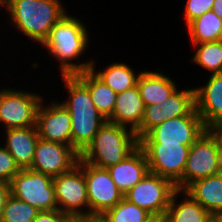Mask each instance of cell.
<instances>
[{
    "instance_id": "cell-1",
    "label": "cell",
    "mask_w": 222,
    "mask_h": 222,
    "mask_svg": "<svg viewBox=\"0 0 222 222\" xmlns=\"http://www.w3.org/2000/svg\"><path fill=\"white\" fill-rule=\"evenodd\" d=\"M69 91L63 106L71 115L72 147L80 154L107 121L97 110L88 88L75 75H62Z\"/></svg>"
},
{
    "instance_id": "cell-2",
    "label": "cell",
    "mask_w": 222,
    "mask_h": 222,
    "mask_svg": "<svg viewBox=\"0 0 222 222\" xmlns=\"http://www.w3.org/2000/svg\"><path fill=\"white\" fill-rule=\"evenodd\" d=\"M87 32L77 18L66 14L52 27L43 42L48 52L60 61L62 75H75L91 68L92 61L81 64L70 62L86 50L89 42Z\"/></svg>"
},
{
    "instance_id": "cell-3",
    "label": "cell",
    "mask_w": 222,
    "mask_h": 222,
    "mask_svg": "<svg viewBox=\"0 0 222 222\" xmlns=\"http://www.w3.org/2000/svg\"><path fill=\"white\" fill-rule=\"evenodd\" d=\"M139 147L132 129L106 121L80 153V160L107 169L126 159Z\"/></svg>"
},
{
    "instance_id": "cell-4",
    "label": "cell",
    "mask_w": 222,
    "mask_h": 222,
    "mask_svg": "<svg viewBox=\"0 0 222 222\" xmlns=\"http://www.w3.org/2000/svg\"><path fill=\"white\" fill-rule=\"evenodd\" d=\"M60 0H7V10L15 27L25 36L43 44L52 27L66 11Z\"/></svg>"
},
{
    "instance_id": "cell-5",
    "label": "cell",
    "mask_w": 222,
    "mask_h": 222,
    "mask_svg": "<svg viewBox=\"0 0 222 222\" xmlns=\"http://www.w3.org/2000/svg\"><path fill=\"white\" fill-rule=\"evenodd\" d=\"M208 128L194 107L186 116L171 118L149 130L139 144H183L191 146Z\"/></svg>"
},
{
    "instance_id": "cell-6",
    "label": "cell",
    "mask_w": 222,
    "mask_h": 222,
    "mask_svg": "<svg viewBox=\"0 0 222 222\" xmlns=\"http://www.w3.org/2000/svg\"><path fill=\"white\" fill-rule=\"evenodd\" d=\"M10 194L39 211L58 209L53 178L31 169H21L13 177Z\"/></svg>"
},
{
    "instance_id": "cell-7",
    "label": "cell",
    "mask_w": 222,
    "mask_h": 222,
    "mask_svg": "<svg viewBox=\"0 0 222 222\" xmlns=\"http://www.w3.org/2000/svg\"><path fill=\"white\" fill-rule=\"evenodd\" d=\"M77 165L85 176L89 202L87 217H101L124 198L107 169L98 168L80 159Z\"/></svg>"
},
{
    "instance_id": "cell-8",
    "label": "cell",
    "mask_w": 222,
    "mask_h": 222,
    "mask_svg": "<svg viewBox=\"0 0 222 222\" xmlns=\"http://www.w3.org/2000/svg\"><path fill=\"white\" fill-rule=\"evenodd\" d=\"M217 137L208 128L191 145L182 178L175 184L185 190L194 181L217 175Z\"/></svg>"
},
{
    "instance_id": "cell-9",
    "label": "cell",
    "mask_w": 222,
    "mask_h": 222,
    "mask_svg": "<svg viewBox=\"0 0 222 222\" xmlns=\"http://www.w3.org/2000/svg\"><path fill=\"white\" fill-rule=\"evenodd\" d=\"M176 190L172 181L149 171L124 194V199L149 213L167 212Z\"/></svg>"
},
{
    "instance_id": "cell-10",
    "label": "cell",
    "mask_w": 222,
    "mask_h": 222,
    "mask_svg": "<svg viewBox=\"0 0 222 222\" xmlns=\"http://www.w3.org/2000/svg\"><path fill=\"white\" fill-rule=\"evenodd\" d=\"M41 96L11 89L0 90V122L6 129L36 126Z\"/></svg>"
},
{
    "instance_id": "cell-11",
    "label": "cell",
    "mask_w": 222,
    "mask_h": 222,
    "mask_svg": "<svg viewBox=\"0 0 222 222\" xmlns=\"http://www.w3.org/2000/svg\"><path fill=\"white\" fill-rule=\"evenodd\" d=\"M145 152L149 171L176 184L183 176L191 146L183 144H139Z\"/></svg>"
},
{
    "instance_id": "cell-12",
    "label": "cell",
    "mask_w": 222,
    "mask_h": 222,
    "mask_svg": "<svg viewBox=\"0 0 222 222\" xmlns=\"http://www.w3.org/2000/svg\"><path fill=\"white\" fill-rule=\"evenodd\" d=\"M53 185L57 206L61 212L87 217V212L82 211L84 206L89 209L85 176L78 165L69 172L53 177Z\"/></svg>"
},
{
    "instance_id": "cell-13",
    "label": "cell",
    "mask_w": 222,
    "mask_h": 222,
    "mask_svg": "<svg viewBox=\"0 0 222 222\" xmlns=\"http://www.w3.org/2000/svg\"><path fill=\"white\" fill-rule=\"evenodd\" d=\"M79 159L80 154L73 147L39 138L29 169L53 178L71 171Z\"/></svg>"
},
{
    "instance_id": "cell-14",
    "label": "cell",
    "mask_w": 222,
    "mask_h": 222,
    "mask_svg": "<svg viewBox=\"0 0 222 222\" xmlns=\"http://www.w3.org/2000/svg\"><path fill=\"white\" fill-rule=\"evenodd\" d=\"M36 128L39 138L72 147L71 115L61 102L47 107L40 103Z\"/></svg>"
},
{
    "instance_id": "cell-15",
    "label": "cell",
    "mask_w": 222,
    "mask_h": 222,
    "mask_svg": "<svg viewBox=\"0 0 222 222\" xmlns=\"http://www.w3.org/2000/svg\"><path fill=\"white\" fill-rule=\"evenodd\" d=\"M207 84L195 89V107L203 124L210 128L222 120V73L212 74Z\"/></svg>"
},
{
    "instance_id": "cell-16",
    "label": "cell",
    "mask_w": 222,
    "mask_h": 222,
    "mask_svg": "<svg viewBox=\"0 0 222 222\" xmlns=\"http://www.w3.org/2000/svg\"><path fill=\"white\" fill-rule=\"evenodd\" d=\"M145 105L137 86L117 93L112 117L108 120L117 125L132 129L140 139V124L143 118Z\"/></svg>"
},
{
    "instance_id": "cell-17",
    "label": "cell",
    "mask_w": 222,
    "mask_h": 222,
    "mask_svg": "<svg viewBox=\"0 0 222 222\" xmlns=\"http://www.w3.org/2000/svg\"><path fill=\"white\" fill-rule=\"evenodd\" d=\"M112 180L124 195L149 172L145 152L138 147L126 159L107 168Z\"/></svg>"
},
{
    "instance_id": "cell-18",
    "label": "cell",
    "mask_w": 222,
    "mask_h": 222,
    "mask_svg": "<svg viewBox=\"0 0 222 222\" xmlns=\"http://www.w3.org/2000/svg\"><path fill=\"white\" fill-rule=\"evenodd\" d=\"M39 135L36 126L6 129L5 148L20 169H29L34 159Z\"/></svg>"
},
{
    "instance_id": "cell-19",
    "label": "cell",
    "mask_w": 222,
    "mask_h": 222,
    "mask_svg": "<svg viewBox=\"0 0 222 222\" xmlns=\"http://www.w3.org/2000/svg\"><path fill=\"white\" fill-rule=\"evenodd\" d=\"M137 88L145 106L164 102L177 89L171 78L152 71L140 72Z\"/></svg>"
},
{
    "instance_id": "cell-20",
    "label": "cell",
    "mask_w": 222,
    "mask_h": 222,
    "mask_svg": "<svg viewBox=\"0 0 222 222\" xmlns=\"http://www.w3.org/2000/svg\"><path fill=\"white\" fill-rule=\"evenodd\" d=\"M185 191L212 215L222 211V175L198 179Z\"/></svg>"
},
{
    "instance_id": "cell-21",
    "label": "cell",
    "mask_w": 222,
    "mask_h": 222,
    "mask_svg": "<svg viewBox=\"0 0 222 222\" xmlns=\"http://www.w3.org/2000/svg\"><path fill=\"white\" fill-rule=\"evenodd\" d=\"M75 76L88 88L98 112L109 120L114 111L117 93L100 80L91 69L77 73Z\"/></svg>"
},
{
    "instance_id": "cell-22",
    "label": "cell",
    "mask_w": 222,
    "mask_h": 222,
    "mask_svg": "<svg viewBox=\"0 0 222 222\" xmlns=\"http://www.w3.org/2000/svg\"><path fill=\"white\" fill-rule=\"evenodd\" d=\"M183 192L185 197L182 203L176 204L177 194ZM168 222H213V215L206 211L185 190L177 189L167 208Z\"/></svg>"
},
{
    "instance_id": "cell-23",
    "label": "cell",
    "mask_w": 222,
    "mask_h": 222,
    "mask_svg": "<svg viewBox=\"0 0 222 222\" xmlns=\"http://www.w3.org/2000/svg\"><path fill=\"white\" fill-rule=\"evenodd\" d=\"M186 26L192 44L222 40V19L213 10L207 11Z\"/></svg>"
},
{
    "instance_id": "cell-24",
    "label": "cell",
    "mask_w": 222,
    "mask_h": 222,
    "mask_svg": "<svg viewBox=\"0 0 222 222\" xmlns=\"http://www.w3.org/2000/svg\"><path fill=\"white\" fill-rule=\"evenodd\" d=\"M90 69L116 93H121L137 86L140 75L139 73L137 76L132 68L124 63H114L108 66L105 71H99L96 73L94 62H92Z\"/></svg>"
},
{
    "instance_id": "cell-25",
    "label": "cell",
    "mask_w": 222,
    "mask_h": 222,
    "mask_svg": "<svg viewBox=\"0 0 222 222\" xmlns=\"http://www.w3.org/2000/svg\"><path fill=\"white\" fill-rule=\"evenodd\" d=\"M162 123L165 120L186 116L195 107V89H176L164 102L159 103Z\"/></svg>"
},
{
    "instance_id": "cell-26",
    "label": "cell",
    "mask_w": 222,
    "mask_h": 222,
    "mask_svg": "<svg viewBox=\"0 0 222 222\" xmlns=\"http://www.w3.org/2000/svg\"><path fill=\"white\" fill-rule=\"evenodd\" d=\"M193 45L198 47L192 59L195 64L211 71L212 74L222 73V40Z\"/></svg>"
},
{
    "instance_id": "cell-27",
    "label": "cell",
    "mask_w": 222,
    "mask_h": 222,
    "mask_svg": "<svg viewBox=\"0 0 222 222\" xmlns=\"http://www.w3.org/2000/svg\"><path fill=\"white\" fill-rule=\"evenodd\" d=\"M39 212L36 207L10 194L5 202L0 222H33Z\"/></svg>"
},
{
    "instance_id": "cell-28",
    "label": "cell",
    "mask_w": 222,
    "mask_h": 222,
    "mask_svg": "<svg viewBox=\"0 0 222 222\" xmlns=\"http://www.w3.org/2000/svg\"><path fill=\"white\" fill-rule=\"evenodd\" d=\"M149 212L122 199L115 207L109 209L101 218L105 222H144Z\"/></svg>"
},
{
    "instance_id": "cell-29",
    "label": "cell",
    "mask_w": 222,
    "mask_h": 222,
    "mask_svg": "<svg viewBox=\"0 0 222 222\" xmlns=\"http://www.w3.org/2000/svg\"><path fill=\"white\" fill-rule=\"evenodd\" d=\"M21 169L5 147H0V182L10 184Z\"/></svg>"
},
{
    "instance_id": "cell-30",
    "label": "cell",
    "mask_w": 222,
    "mask_h": 222,
    "mask_svg": "<svg viewBox=\"0 0 222 222\" xmlns=\"http://www.w3.org/2000/svg\"><path fill=\"white\" fill-rule=\"evenodd\" d=\"M162 123V113L159 104L145 106L140 124V138L149 130Z\"/></svg>"
},
{
    "instance_id": "cell-31",
    "label": "cell",
    "mask_w": 222,
    "mask_h": 222,
    "mask_svg": "<svg viewBox=\"0 0 222 222\" xmlns=\"http://www.w3.org/2000/svg\"><path fill=\"white\" fill-rule=\"evenodd\" d=\"M214 0H187L185 6V19L188 25L192 20L212 10Z\"/></svg>"
},
{
    "instance_id": "cell-32",
    "label": "cell",
    "mask_w": 222,
    "mask_h": 222,
    "mask_svg": "<svg viewBox=\"0 0 222 222\" xmlns=\"http://www.w3.org/2000/svg\"><path fill=\"white\" fill-rule=\"evenodd\" d=\"M64 212L59 209L50 211H40L33 222H61L66 216Z\"/></svg>"
},
{
    "instance_id": "cell-33",
    "label": "cell",
    "mask_w": 222,
    "mask_h": 222,
    "mask_svg": "<svg viewBox=\"0 0 222 222\" xmlns=\"http://www.w3.org/2000/svg\"><path fill=\"white\" fill-rule=\"evenodd\" d=\"M10 195V184L0 182V220L2 217L5 202Z\"/></svg>"
},
{
    "instance_id": "cell-34",
    "label": "cell",
    "mask_w": 222,
    "mask_h": 222,
    "mask_svg": "<svg viewBox=\"0 0 222 222\" xmlns=\"http://www.w3.org/2000/svg\"><path fill=\"white\" fill-rule=\"evenodd\" d=\"M144 222H168L167 212L149 213Z\"/></svg>"
},
{
    "instance_id": "cell-35",
    "label": "cell",
    "mask_w": 222,
    "mask_h": 222,
    "mask_svg": "<svg viewBox=\"0 0 222 222\" xmlns=\"http://www.w3.org/2000/svg\"><path fill=\"white\" fill-rule=\"evenodd\" d=\"M89 217L83 216V215H71L67 214L61 222H88Z\"/></svg>"
},
{
    "instance_id": "cell-36",
    "label": "cell",
    "mask_w": 222,
    "mask_h": 222,
    "mask_svg": "<svg viewBox=\"0 0 222 222\" xmlns=\"http://www.w3.org/2000/svg\"><path fill=\"white\" fill-rule=\"evenodd\" d=\"M216 157H217V175H222V144L219 143V140L217 138V153H216Z\"/></svg>"
},
{
    "instance_id": "cell-37",
    "label": "cell",
    "mask_w": 222,
    "mask_h": 222,
    "mask_svg": "<svg viewBox=\"0 0 222 222\" xmlns=\"http://www.w3.org/2000/svg\"><path fill=\"white\" fill-rule=\"evenodd\" d=\"M209 129L216 135L219 140V143L222 144V120L217 121Z\"/></svg>"
},
{
    "instance_id": "cell-38",
    "label": "cell",
    "mask_w": 222,
    "mask_h": 222,
    "mask_svg": "<svg viewBox=\"0 0 222 222\" xmlns=\"http://www.w3.org/2000/svg\"><path fill=\"white\" fill-rule=\"evenodd\" d=\"M212 10L219 18L222 19V0H214Z\"/></svg>"
},
{
    "instance_id": "cell-39",
    "label": "cell",
    "mask_w": 222,
    "mask_h": 222,
    "mask_svg": "<svg viewBox=\"0 0 222 222\" xmlns=\"http://www.w3.org/2000/svg\"><path fill=\"white\" fill-rule=\"evenodd\" d=\"M213 222H222V211L213 215Z\"/></svg>"
},
{
    "instance_id": "cell-40",
    "label": "cell",
    "mask_w": 222,
    "mask_h": 222,
    "mask_svg": "<svg viewBox=\"0 0 222 222\" xmlns=\"http://www.w3.org/2000/svg\"><path fill=\"white\" fill-rule=\"evenodd\" d=\"M95 222H105L101 217H95Z\"/></svg>"
},
{
    "instance_id": "cell-41",
    "label": "cell",
    "mask_w": 222,
    "mask_h": 222,
    "mask_svg": "<svg viewBox=\"0 0 222 222\" xmlns=\"http://www.w3.org/2000/svg\"><path fill=\"white\" fill-rule=\"evenodd\" d=\"M3 5V6H5L6 7V4H7V0H0V5Z\"/></svg>"
},
{
    "instance_id": "cell-42",
    "label": "cell",
    "mask_w": 222,
    "mask_h": 222,
    "mask_svg": "<svg viewBox=\"0 0 222 222\" xmlns=\"http://www.w3.org/2000/svg\"><path fill=\"white\" fill-rule=\"evenodd\" d=\"M88 222H95V217H90Z\"/></svg>"
}]
</instances>
